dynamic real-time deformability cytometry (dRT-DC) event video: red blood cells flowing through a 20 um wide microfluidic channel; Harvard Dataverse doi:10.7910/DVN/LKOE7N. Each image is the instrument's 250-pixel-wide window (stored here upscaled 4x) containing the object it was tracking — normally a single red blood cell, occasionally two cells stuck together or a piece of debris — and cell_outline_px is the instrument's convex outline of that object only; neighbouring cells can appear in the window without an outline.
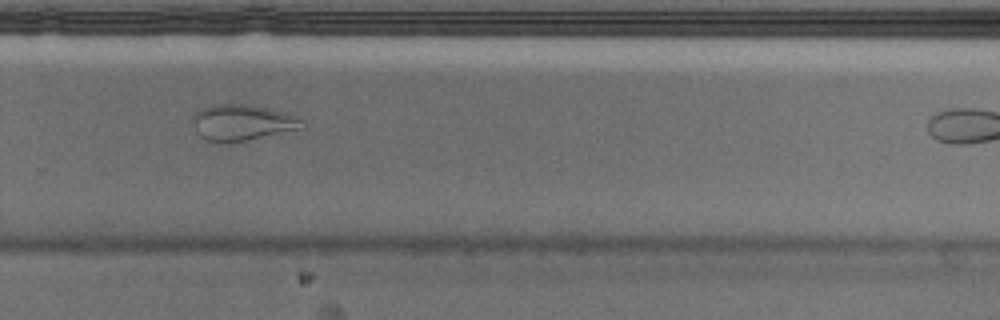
{"species": "Egyptian fruit bat (a non-hibernating species)", "species_latin": "Rousettus aegyptiacus", "temperature_condition": "cold", "stored_images_in_passage": 29, "camera_frame_rate_fps": 3000, "um_per_image_px": 0.085, "animal": {"sex": "male"}, "frame": {"image": 1, "passage_image": 21, "time_ms": 6.667, "image_size_px": [1000, 320], "cell_outline_px": [[304, 128], [228, 144], [204, 140], [196, 132], [192, 116], [196, 112], [212, 104], [248, 104], [288, 112], [300, 116], [304, 120]], "centroid_in_image_um": [20.63, 10.42], "position_along_channel_um": 309.2, "area_um2": 23.41}}